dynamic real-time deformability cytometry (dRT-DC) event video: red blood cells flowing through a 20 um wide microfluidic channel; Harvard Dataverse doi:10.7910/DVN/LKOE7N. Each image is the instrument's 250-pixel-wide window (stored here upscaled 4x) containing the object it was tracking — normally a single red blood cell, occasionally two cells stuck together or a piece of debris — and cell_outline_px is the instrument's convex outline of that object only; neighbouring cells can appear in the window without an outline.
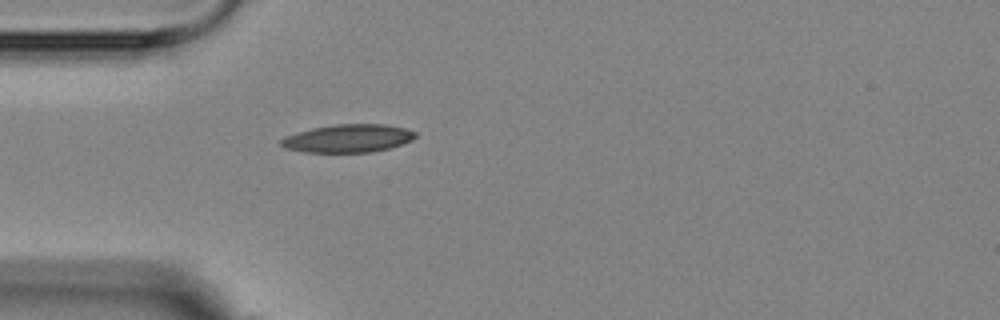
{"species": "Egyptian fruit bat (a non-hibernating species)", "species_latin": "Rousettus aegyptiacus", "temperature_condition": "room temperature", "stored_images_in_passage": 1, "camera_frame_rate_fps": 3000, "um_per_image_px": 0.085, "animal": {"sex": "female"}, "frame": {"image": 1, "passage_image": 1, "time_ms": 0.0, "image_size_px": [1000, 320], "cell_outline_px": [[416, 136], [412, 140], [388, 148], [372, 152], [304, 152], [284, 148], [280, 144], [280, 140], [284, 136], [296, 132], [312, 128], [336, 124], [384, 124], [404, 128], [416, 132]], "centroid_in_image_um": [29.54, 11.76], "position_along_channel_um": 55.5, "area_um2": 21.91}}